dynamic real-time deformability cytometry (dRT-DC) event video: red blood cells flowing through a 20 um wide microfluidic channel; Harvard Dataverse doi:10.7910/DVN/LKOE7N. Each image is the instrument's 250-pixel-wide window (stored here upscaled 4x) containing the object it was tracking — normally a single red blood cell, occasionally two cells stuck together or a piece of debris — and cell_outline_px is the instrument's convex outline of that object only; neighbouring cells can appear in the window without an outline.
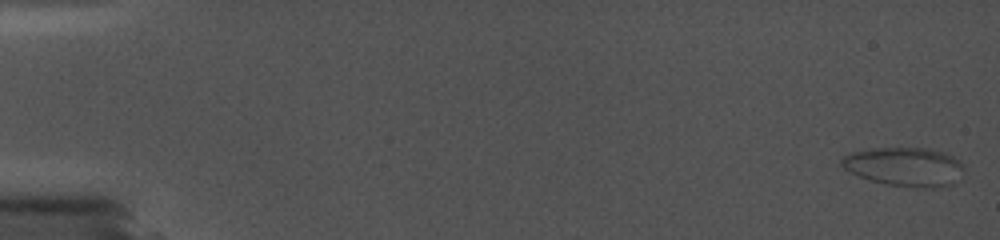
{"species": "common noctule bat (a hibernating species)", "species_latin": "Nyctalus noctula", "temperature_condition": "cold", "stored_images_in_passage": 54, "camera_frame_rate_fps": 5000, "um_per_image_px": 0.085, "animal": {"sex": "female", "body_mass_g": 19.0, "forearm_length_mm": 56.7}, "frame": {"image": 1, "passage_image": 1, "time_ms": 0.0, "image_size_px": [1000, 240], "cell_outline_px": [[964, 168], [952, 184], [932, 188], [916, 188], [888, 184], [872, 180], [860, 176], [844, 168], [840, 164], [840, 160], [844, 156], [852, 152], [872, 148], [924, 148], [940, 152], [952, 156], [960, 160], [964, 164]], "centroid_in_image_um": [76.89, 14.17], "position_along_channel_um": 8.1, "area_um2": 27.4}}
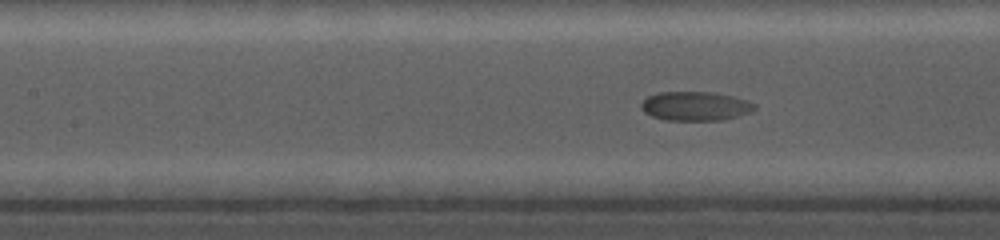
{"frame": {"image": 2, "passage_image": 33, "time_ms": 8.8, "image_size_px": [1000, 240], "cell_outline_px": [[756, 108], [752, 112], [740, 116], [724, 120], [664, 120], [652, 116], [644, 112], [640, 108], [640, 104], [648, 96], [656, 92], [716, 92], [748, 100], [756, 104]], "centroid_in_image_um": [59.13, 9.02], "position_along_channel_um": 148.3, "area_um2": 19.54}}
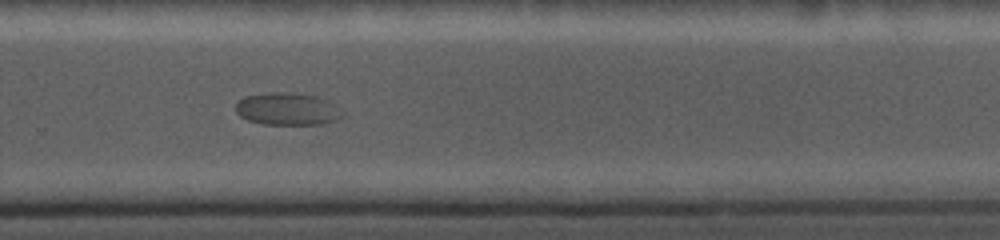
{"frame": {"image": 3, "passage_image": 47, "time_ms": 13.2, "image_size_px": [1000, 240], "cell_outline_px": [[344, 116], [336, 120], [320, 124], [260, 124], [248, 120], [240, 116], [236, 112], [236, 104], [244, 96], [268, 92], [292, 92], [316, 96], [328, 100], [344, 112]], "centroid_in_image_um": [24.43, 9.26], "position_along_channel_um": 305.4, "area_um2": 20.29}}